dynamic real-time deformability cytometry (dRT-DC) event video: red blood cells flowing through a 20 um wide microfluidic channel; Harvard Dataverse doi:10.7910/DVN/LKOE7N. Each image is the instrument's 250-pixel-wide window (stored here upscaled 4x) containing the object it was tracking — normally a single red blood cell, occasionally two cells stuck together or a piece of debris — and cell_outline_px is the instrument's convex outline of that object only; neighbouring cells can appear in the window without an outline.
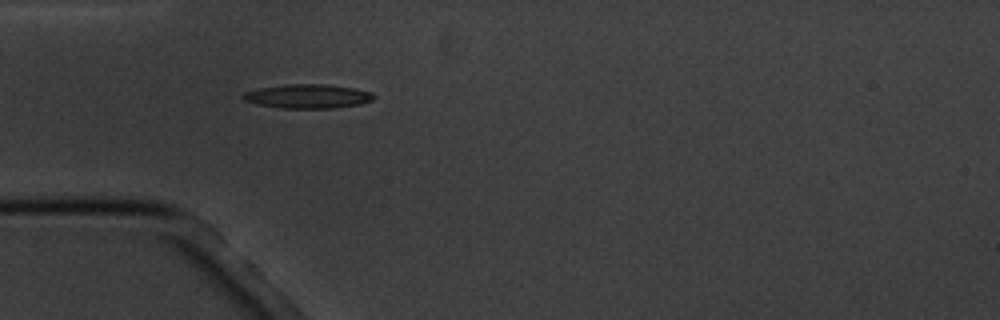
{"species": "common noctule bat (a hibernating species)", "species_latin": "Nyctalus noctula", "temperature_condition": "cold", "stored_images_in_passage": 1, "camera_frame_rate_fps": 3000, "um_per_image_px": 0.085, "animal": {"sex": "male", "body_mass_g": 20.1, "forearm_length_mm": 53.5}, "frame": {"image": 1, "passage_image": 1, "time_ms": 0.0, "image_size_px": [1000, 320], "cell_outline_px": [[376, 96], [372, 100], [360, 104], [332, 108], [280, 108], [260, 104], [244, 100], [240, 96], [244, 92], [260, 88], [288, 84], [324, 84], [352, 88], [372, 92]], "centroid_in_image_um": [26.17, 8.18], "position_along_channel_um": 58.8, "area_um2": 18.15}}